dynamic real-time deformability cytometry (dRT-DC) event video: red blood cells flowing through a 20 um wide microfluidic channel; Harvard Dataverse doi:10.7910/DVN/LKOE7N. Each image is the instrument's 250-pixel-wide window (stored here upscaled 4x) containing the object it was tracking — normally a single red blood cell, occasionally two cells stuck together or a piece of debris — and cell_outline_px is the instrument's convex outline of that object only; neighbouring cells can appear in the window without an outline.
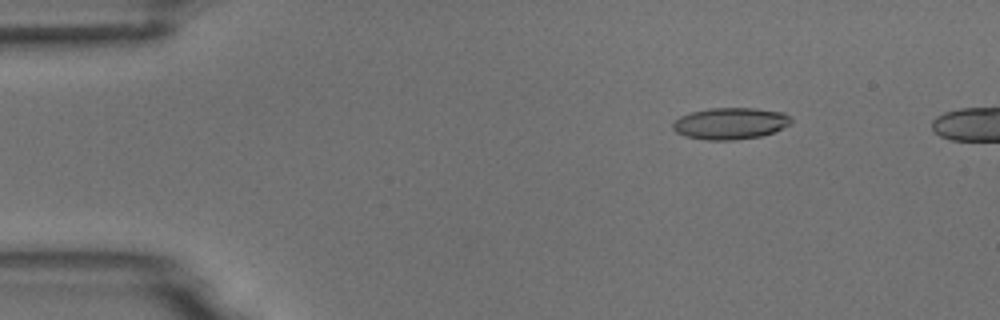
{"species": "common noctule bat (a hibernating species)", "species_latin": "Nyctalus noctula", "temperature_condition": "room temperature", "stored_images_in_passage": 6, "camera_frame_rate_fps": 3000, "um_per_image_px": 0.085, "animal": {"sex": "male", "body_mass_g": 18.8}, "frame": {"image": 1, "passage_image": 3, "time_ms": 2.333, "image_size_px": [1000, 320], "cell_outline_px": [[792, 120], [788, 124], [772, 132], [760, 136], [732, 140], [708, 140], [684, 136], [676, 132], [672, 128], [672, 124], [680, 116], [692, 112], [712, 108], [756, 108], [784, 112]], "centroid_in_image_um": [62.04, 10.49], "position_along_channel_um": 23.0, "area_um2": 21.56}}